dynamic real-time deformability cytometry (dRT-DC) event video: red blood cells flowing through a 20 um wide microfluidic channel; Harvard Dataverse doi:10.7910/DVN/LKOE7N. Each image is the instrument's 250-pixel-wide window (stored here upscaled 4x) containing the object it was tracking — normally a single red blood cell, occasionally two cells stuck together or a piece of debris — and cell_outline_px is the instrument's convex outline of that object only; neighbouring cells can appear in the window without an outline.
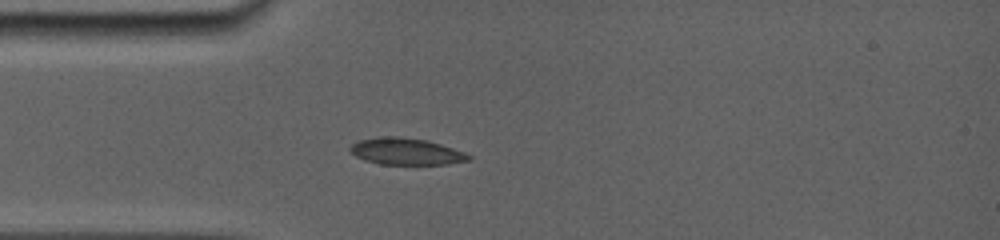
{"species": "common noctule bat (a hibernating species)", "species_latin": "Nyctalus noctula", "temperature_condition": "room temperature", "stored_images_in_passage": 44, "camera_frame_rate_fps": 5000, "um_per_image_px": 0.085, "animal": {"sex": "female", "body_mass_g": 19.0, "forearm_length_mm": 56.7}, "frame": {"image": 1, "passage_image": 1, "time_ms": 0.0, "image_size_px": [1000, 240], "cell_outline_px": [[472, 160], [448, 164], [380, 164], [364, 160], [356, 156], [348, 148], [352, 144], [360, 140], [380, 136], [396, 136], [424, 140], [440, 144], [464, 152], [472, 156]], "centroid_in_image_um": [34.52, 12.88], "position_along_channel_um": 50.5, "area_um2": 18.32}}
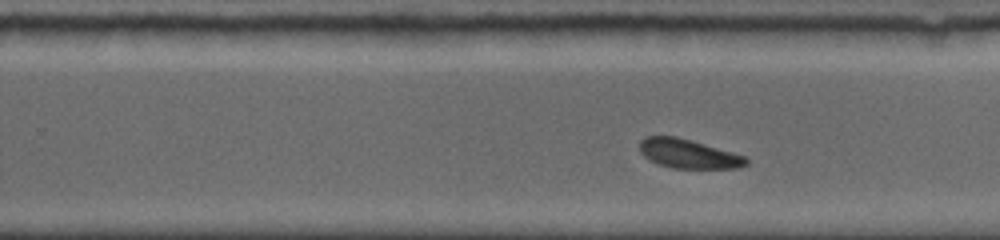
{"frame": {"image": 2, "passage_image": 21, "time_ms": 4.4, "image_size_px": [1000, 240], "cell_outline_px": [[748, 164], [736, 168], [672, 168], [660, 164], [644, 156], [640, 152], [640, 140], [644, 136], [676, 136], [704, 144], [744, 156], [748, 160]], "centroid_in_image_um": [58.48, 13.06], "position_along_channel_um": 271.3, "area_um2": 17.74}}
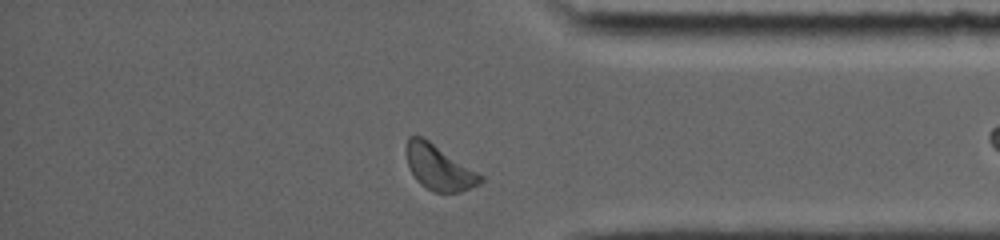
{"frame": {"image": 3, "passage_image": 38, "time_ms": 7.8, "image_size_px": [1000, 240], "cell_outline_px": [[484, 180], [480, 184], [460, 192], [432, 192], [420, 184], [416, 180], [408, 164], [404, 148], [408, 136], [424, 136], [484, 176]], "centroid_in_image_um": [37.3, 14.22], "position_along_channel_um": 397.9, "area_um2": 19.83}}